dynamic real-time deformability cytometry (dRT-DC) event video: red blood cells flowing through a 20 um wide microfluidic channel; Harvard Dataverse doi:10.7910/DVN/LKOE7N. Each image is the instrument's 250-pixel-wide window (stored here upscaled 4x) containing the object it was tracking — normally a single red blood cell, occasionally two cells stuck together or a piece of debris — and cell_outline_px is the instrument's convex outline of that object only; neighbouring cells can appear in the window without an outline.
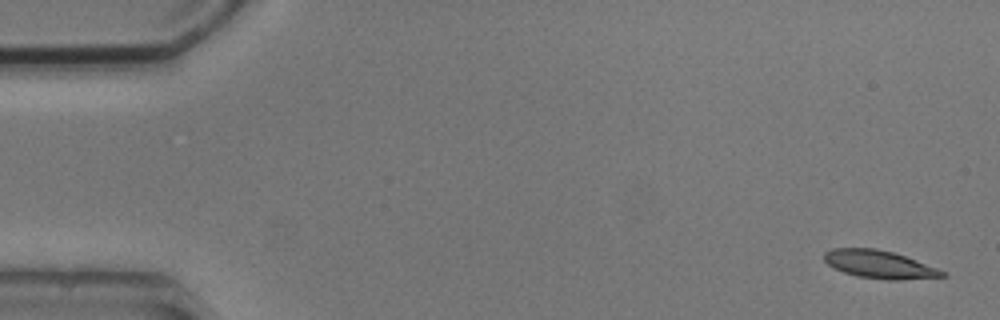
{"species": "common noctule bat (a hibernating species)", "species_latin": "Nyctalus noctula", "temperature_condition": "cold", "stored_images_in_passage": 4, "camera_frame_rate_fps": 3000, "um_per_image_px": 0.085, "animal": {"sex": "male", "body_mass_g": 20.5, "forearm_length_mm": 52.5}, "frame": {"image": 1, "passage_image": 1, "time_ms": 0.0, "image_size_px": [1000, 320], "cell_outline_px": [[948, 276], [900, 280], [884, 280], [856, 276], [844, 272], [828, 264], [824, 260], [824, 252], [832, 248], [876, 248], [892, 252], [916, 260], [948, 272]], "centroid_in_image_um": [74.77, 22.48], "position_along_channel_um": 10.2, "area_um2": 19.25}}